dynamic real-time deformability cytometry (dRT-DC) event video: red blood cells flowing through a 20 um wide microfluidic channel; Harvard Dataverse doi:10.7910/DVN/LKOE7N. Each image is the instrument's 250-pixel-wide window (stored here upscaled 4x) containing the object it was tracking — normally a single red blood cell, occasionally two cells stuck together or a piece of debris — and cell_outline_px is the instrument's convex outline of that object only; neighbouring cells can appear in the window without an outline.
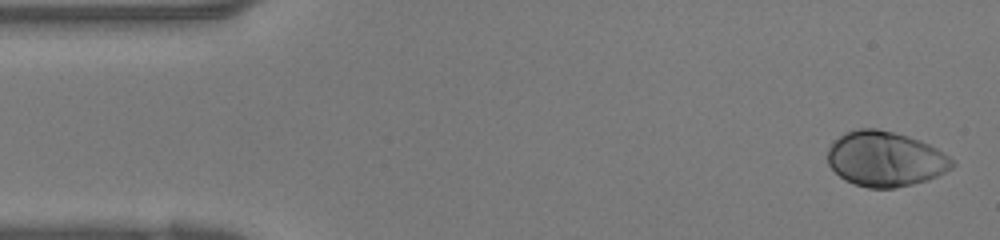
{"species": "human", "species_latin": "Homo sapiens", "temperature_condition": "warm", "stored_images_in_passage": 39, "camera_frame_rate_fps": 3000, "um_per_image_px": 0.085, "donor": {"sex": "female"}, "frame": {"image": 1, "passage_image": 1, "time_ms": 0.0, "image_size_px": [1000, 240], "cell_outline_px": [[956, 164], [952, 168], [928, 180], [896, 188], [868, 188], [844, 180], [828, 164], [828, 148], [844, 132], [856, 128], [876, 128], [908, 136], [920, 140], [936, 148], [948, 156]], "centroid_in_image_um": [75.24, 13.51], "position_along_channel_um": 9.8, "area_um2": 39.82}}
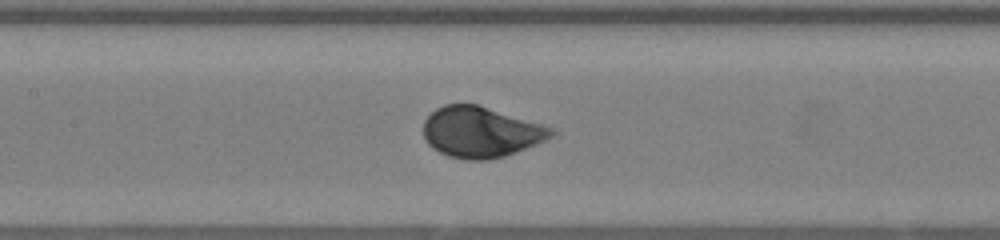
{"frame": {"image": 2, "passage_image": 17, "time_ms": 5.333, "image_size_px": [1000, 240], "cell_outline_px": [[556, 132], [552, 136], [536, 144], [516, 152], [504, 156], [488, 160], [468, 160], [448, 156], [432, 148], [428, 144], [424, 136], [424, 120], [436, 108], [444, 104], [476, 104], [540, 124], [552, 128]], "centroid_in_image_um": [40.83, 11.24], "position_along_channel_um": 166.6, "area_um2": 37.4}}
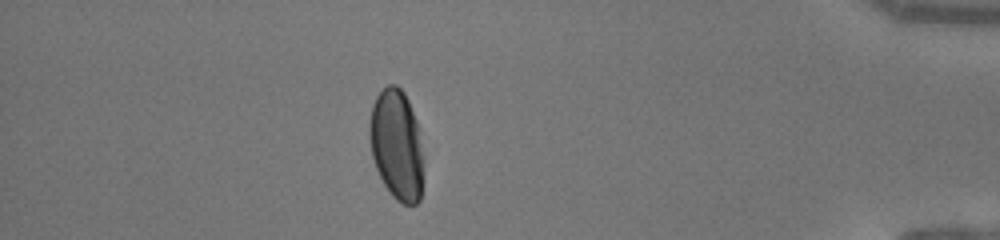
{"frame": {"image": 3, "passage_image": 34, "time_ms": 11.0, "image_size_px": [1000, 240], "cell_outline_px": [[424, 160], [420, 200], [416, 204], [404, 204], [396, 200], [392, 196], [384, 184], [376, 168], [372, 156], [368, 136], [368, 124], [372, 104], [376, 96], [388, 84], [396, 84], [404, 92], [408, 100], [416, 120]], "centroid_in_image_um": [33.7, 12.3], "position_along_channel_um": 401.5, "area_um2": 35.03}}